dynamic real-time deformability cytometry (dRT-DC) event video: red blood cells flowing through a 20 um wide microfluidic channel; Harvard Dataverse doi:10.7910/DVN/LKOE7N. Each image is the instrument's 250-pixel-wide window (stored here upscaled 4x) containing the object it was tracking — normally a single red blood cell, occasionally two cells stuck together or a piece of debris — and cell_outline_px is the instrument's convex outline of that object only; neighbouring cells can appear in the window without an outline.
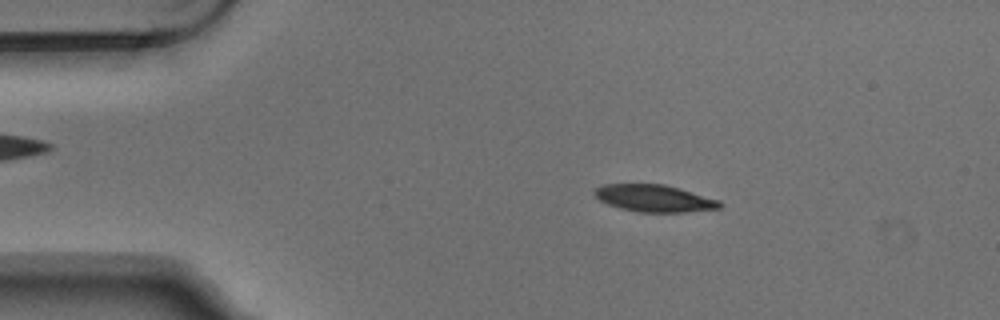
{"species": "Egyptian fruit bat (a non-hibernating species)", "species_latin": "Rousettus aegyptiacus", "temperature_condition": "warm", "stored_images_in_passage": 5, "camera_frame_rate_fps": 3000, "um_per_image_px": 0.085, "animal": {"sex": "male"}, "frame": {"image": 1, "passage_image": 2, "time_ms": 0.333, "image_size_px": [1000, 320], "cell_outline_px": [[724, 204], [720, 208], [684, 212], [640, 212], [620, 208], [608, 204], [600, 200], [592, 192], [596, 188], [604, 184], [664, 184], [680, 188], [720, 200]], "centroid_in_image_um": [55.64, 16.85], "position_along_channel_um": 29.4, "area_um2": 19.77}}
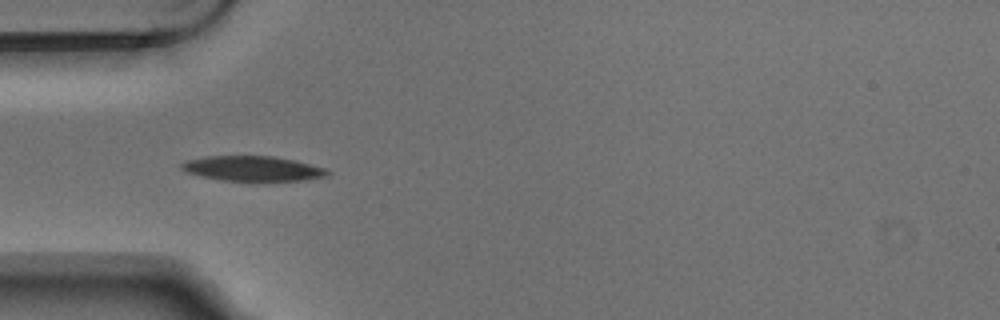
{"frame": {"image": 2, "passage_image": 4, "time_ms": 1.0, "image_size_px": [1000, 320], "cell_outline_px": [[332, 172], [328, 176], [304, 180], [252, 184], [220, 180], [200, 176], [184, 172], [180, 168], [180, 164], [188, 160], [204, 156], [272, 156], [296, 160], [328, 168]], "centroid_in_image_um": [21.53, 14.37], "position_along_channel_um": 63.5, "area_um2": 22.6}}
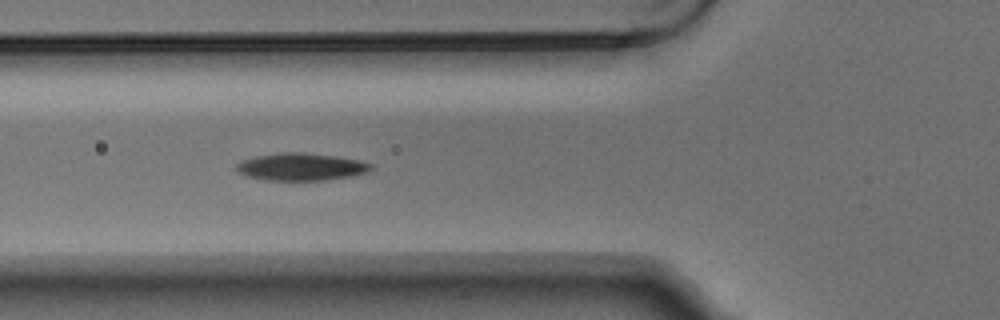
{"frame": {"image": 3, "passage_image": 5, "time_ms": 1.333, "image_size_px": [1000, 320], "cell_outline_px": [[376, 168], [352, 176], [328, 180], [264, 180], [248, 176], [236, 172], [236, 164], [240, 160], [252, 156], [280, 152], [300, 152], [332, 156], [356, 160], [372, 164]], "centroid_in_image_um": [25.52, 14.18], "position_along_channel_um": 100.3, "area_um2": 21.56}}